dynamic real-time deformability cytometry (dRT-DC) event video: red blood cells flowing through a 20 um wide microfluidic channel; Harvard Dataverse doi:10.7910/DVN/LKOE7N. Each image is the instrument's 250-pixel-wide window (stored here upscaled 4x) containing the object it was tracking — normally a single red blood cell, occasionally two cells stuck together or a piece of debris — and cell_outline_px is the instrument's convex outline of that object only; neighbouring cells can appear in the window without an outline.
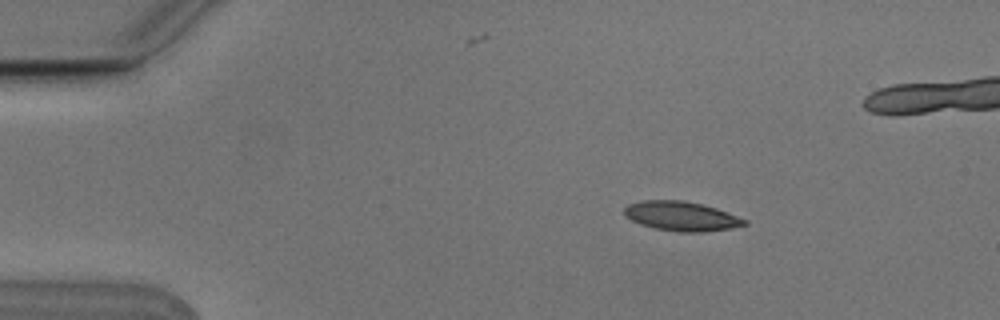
{"species": "Egyptian fruit bat (a non-hibernating species)", "species_latin": "Rousettus aegyptiacus", "temperature_condition": "cold", "stored_images_in_passage": 4, "camera_frame_rate_fps": 3000, "um_per_image_px": 0.085, "animal": {"sex": "male"}, "frame": {"image": 1, "passage_image": 1, "time_ms": 0.0, "image_size_px": [1000, 320], "cell_outline_px": [[748, 224], [732, 228], [704, 232], [680, 232], [656, 228], [640, 224], [624, 216], [624, 208], [628, 204], [644, 200], [684, 200], [716, 208], [748, 220]], "centroid_in_image_um": [57.92, 18.37], "position_along_channel_um": 27.1, "area_um2": 20.58}}